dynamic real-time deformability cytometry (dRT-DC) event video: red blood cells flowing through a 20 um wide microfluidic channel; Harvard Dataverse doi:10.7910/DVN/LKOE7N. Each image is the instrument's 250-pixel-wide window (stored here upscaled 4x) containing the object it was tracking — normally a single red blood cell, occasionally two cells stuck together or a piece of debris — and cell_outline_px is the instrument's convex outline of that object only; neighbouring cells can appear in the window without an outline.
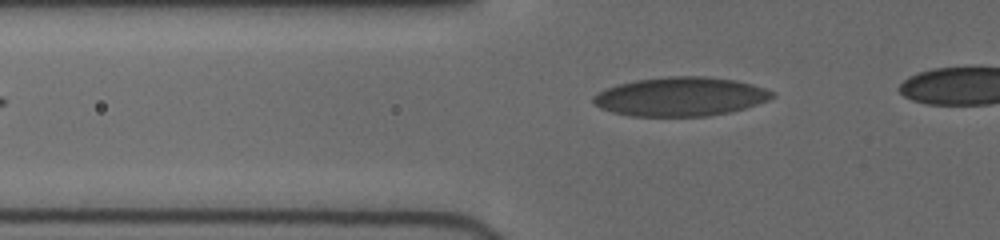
{"species": "human", "species_latin": "Homo sapiens", "temperature_condition": "cold", "stored_images_in_passage": 30, "camera_frame_rate_fps": 3000, "um_per_image_px": 0.085, "donor": {"sex": "female"}, "frame": {"image": 1, "passage_image": 2, "time_ms": 0.333, "image_size_px": [1000, 240], "cell_outline_px": [[776, 96], [768, 100], [732, 112], [708, 116], [632, 116], [612, 112], [600, 108], [592, 100], [592, 96], [608, 88], [620, 84], [636, 80], [668, 76], [704, 76], [736, 80], [752, 84], [764, 88], [772, 92]], "centroid_in_image_um": [57.86, 8.21], "position_along_channel_um": 67.9, "area_um2": 40.46}}
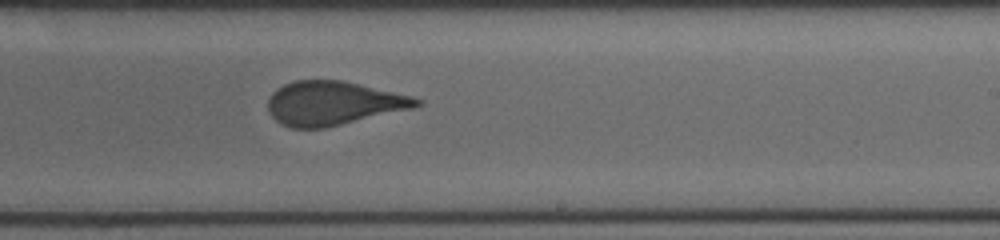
{"frame": {"image": 2, "passage_image": 17, "time_ms": 5.333, "image_size_px": [1000, 240], "cell_outline_px": [[424, 104], [416, 108], [324, 128], [292, 128], [280, 124], [268, 112], [268, 100], [272, 92], [276, 88], [284, 84], [296, 80], [340, 80], [412, 96], [424, 100]], "centroid_in_image_um": [28.34, 8.78], "position_along_channel_um": 260.7, "area_um2": 38.15}}
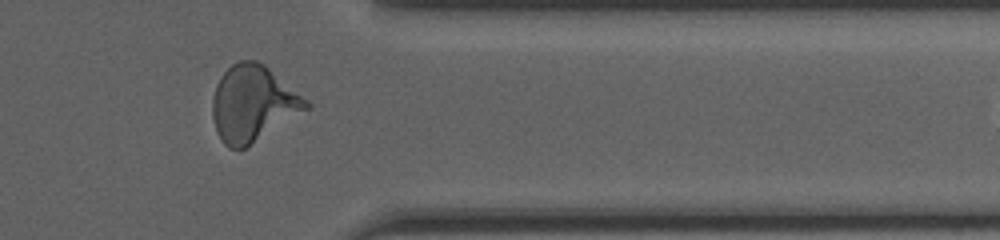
{"frame": {"image": 3, "passage_image": 27, "time_ms": 8.667, "image_size_px": [1000, 240], "cell_outline_px": [[312, 104], [308, 108], [244, 148], [228, 148], [224, 144], [216, 132], [212, 116], [212, 96], [216, 84], [220, 76], [232, 64], [240, 60], [256, 60], [264, 64], [308, 100]], "centroid_in_image_um": [21.46, 8.78], "position_along_channel_um": 389.9, "area_um2": 41.04}}